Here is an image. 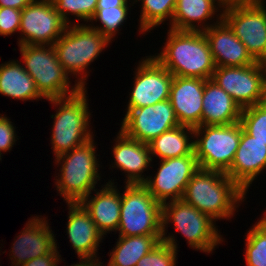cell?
<instances>
[{
    "instance_id": "cell-1",
    "label": "cell",
    "mask_w": 266,
    "mask_h": 266,
    "mask_svg": "<svg viewBox=\"0 0 266 266\" xmlns=\"http://www.w3.org/2000/svg\"><path fill=\"white\" fill-rule=\"evenodd\" d=\"M245 196L225 172L199 168L186 185L182 200L217 221L230 219Z\"/></svg>"
},
{
    "instance_id": "cell-2",
    "label": "cell",
    "mask_w": 266,
    "mask_h": 266,
    "mask_svg": "<svg viewBox=\"0 0 266 266\" xmlns=\"http://www.w3.org/2000/svg\"><path fill=\"white\" fill-rule=\"evenodd\" d=\"M161 52L153 57L173 76L211 79L216 68L203 31L169 29Z\"/></svg>"
},
{
    "instance_id": "cell-3",
    "label": "cell",
    "mask_w": 266,
    "mask_h": 266,
    "mask_svg": "<svg viewBox=\"0 0 266 266\" xmlns=\"http://www.w3.org/2000/svg\"><path fill=\"white\" fill-rule=\"evenodd\" d=\"M95 147L91 138L81 146L55 158V164H61V174L55 179L56 190L66 203H80L95 190L97 181L100 180V164L97 163Z\"/></svg>"
},
{
    "instance_id": "cell-4",
    "label": "cell",
    "mask_w": 266,
    "mask_h": 266,
    "mask_svg": "<svg viewBox=\"0 0 266 266\" xmlns=\"http://www.w3.org/2000/svg\"><path fill=\"white\" fill-rule=\"evenodd\" d=\"M78 24L68 25L53 47L65 72L80 75L77 85L85 89L88 65L97 59L111 40L90 25Z\"/></svg>"
},
{
    "instance_id": "cell-5",
    "label": "cell",
    "mask_w": 266,
    "mask_h": 266,
    "mask_svg": "<svg viewBox=\"0 0 266 266\" xmlns=\"http://www.w3.org/2000/svg\"><path fill=\"white\" fill-rule=\"evenodd\" d=\"M86 94V88H81L72 96L48 99L58 108L51 116L54 119L51 143L55 158L94 138L88 130L91 114Z\"/></svg>"
},
{
    "instance_id": "cell-6",
    "label": "cell",
    "mask_w": 266,
    "mask_h": 266,
    "mask_svg": "<svg viewBox=\"0 0 266 266\" xmlns=\"http://www.w3.org/2000/svg\"><path fill=\"white\" fill-rule=\"evenodd\" d=\"M18 46L23 58V67L33 78L36 89L43 98H65L81 89L76 82L74 86L70 85L69 75L59 63L53 45Z\"/></svg>"
},
{
    "instance_id": "cell-7",
    "label": "cell",
    "mask_w": 266,
    "mask_h": 266,
    "mask_svg": "<svg viewBox=\"0 0 266 266\" xmlns=\"http://www.w3.org/2000/svg\"><path fill=\"white\" fill-rule=\"evenodd\" d=\"M161 220L162 236H166L167 224L172 222L193 249L211 253L223 242L214 225L215 220L182 199L163 203Z\"/></svg>"
},
{
    "instance_id": "cell-8",
    "label": "cell",
    "mask_w": 266,
    "mask_h": 266,
    "mask_svg": "<svg viewBox=\"0 0 266 266\" xmlns=\"http://www.w3.org/2000/svg\"><path fill=\"white\" fill-rule=\"evenodd\" d=\"M124 189L119 236L162 235V204L143 184H125Z\"/></svg>"
},
{
    "instance_id": "cell-9",
    "label": "cell",
    "mask_w": 266,
    "mask_h": 266,
    "mask_svg": "<svg viewBox=\"0 0 266 266\" xmlns=\"http://www.w3.org/2000/svg\"><path fill=\"white\" fill-rule=\"evenodd\" d=\"M241 133L240 121L230 125H202L194 128V153L199 168L226 172L233 163Z\"/></svg>"
},
{
    "instance_id": "cell-10",
    "label": "cell",
    "mask_w": 266,
    "mask_h": 266,
    "mask_svg": "<svg viewBox=\"0 0 266 266\" xmlns=\"http://www.w3.org/2000/svg\"><path fill=\"white\" fill-rule=\"evenodd\" d=\"M264 0H252L222 10V19L256 60L266 58V7Z\"/></svg>"
},
{
    "instance_id": "cell-11",
    "label": "cell",
    "mask_w": 266,
    "mask_h": 266,
    "mask_svg": "<svg viewBox=\"0 0 266 266\" xmlns=\"http://www.w3.org/2000/svg\"><path fill=\"white\" fill-rule=\"evenodd\" d=\"M67 26L52 0H32L21 13L18 45H53Z\"/></svg>"
},
{
    "instance_id": "cell-12",
    "label": "cell",
    "mask_w": 266,
    "mask_h": 266,
    "mask_svg": "<svg viewBox=\"0 0 266 266\" xmlns=\"http://www.w3.org/2000/svg\"><path fill=\"white\" fill-rule=\"evenodd\" d=\"M198 169L199 164L195 155L160 160L154 179L152 176H147L143 185L161 204L169 199L180 200L186 185Z\"/></svg>"
},
{
    "instance_id": "cell-13",
    "label": "cell",
    "mask_w": 266,
    "mask_h": 266,
    "mask_svg": "<svg viewBox=\"0 0 266 266\" xmlns=\"http://www.w3.org/2000/svg\"><path fill=\"white\" fill-rule=\"evenodd\" d=\"M121 123L125 135L146 144L180 125L169 99L126 111Z\"/></svg>"
},
{
    "instance_id": "cell-14",
    "label": "cell",
    "mask_w": 266,
    "mask_h": 266,
    "mask_svg": "<svg viewBox=\"0 0 266 266\" xmlns=\"http://www.w3.org/2000/svg\"><path fill=\"white\" fill-rule=\"evenodd\" d=\"M141 62L135 71L127 111L169 99L173 74L151 55Z\"/></svg>"
},
{
    "instance_id": "cell-15",
    "label": "cell",
    "mask_w": 266,
    "mask_h": 266,
    "mask_svg": "<svg viewBox=\"0 0 266 266\" xmlns=\"http://www.w3.org/2000/svg\"><path fill=\"white\" fill-rule=\"evenodd\" d=\"M211 80L241 109L262 103V73L258 61L247 66L216 67Z\"/></svg>"
},
{
    "instance_id": "cell-16",
    "label": "cell",
    "mask_w": 266,
    "mask_h": 266,
    "mask_svg": "<svg viewBox=\"0 0 266 266\" xmlns=\"http://www.w3.org/2000/svg\"><path fill=\"white\" fill-rule=\"evenodd\" d=\"M205 79L174 76L169 101L181 126H202Z\"/></svg>"
},
{
    "instance_id": "cell-17",
    "label": "cell",
    "mask_w": 266,
    "mask_h": 266,
    "mask_svg": "<svg viewBox=\"0 0 266 266\" xmlns=\"http://www.w3.org/2000/svg\"><path fill=\"white\" fill-rule=\"evenodd\" d=\"M216 23L204 30L216 67L247 66L257 61L245 45L235 36L233 30L222 19V12Z\"/></svg>"
},
{
    "instance_id": "cell-18",
    "label": "cell",
    "mask_w": 266,
    "mask_h": 266,
    "mask_svg": "<svg viewBox=\"0 0 266 266\" xmlns=\"http://www.w3.org/2000/svg\"><path fill=\"white\" fill-rule=\"evenodd\" d=\"M49 227L43 216H35L26 223L11 247L12 266H22L34 258L50 254L57 247L55 236Z\"/></svg>"
},
{
    "instance_id": "cell-19",
    "label": "cell",
    "mask_w": 266,
    "mask_h": 266,
    "mask_svg": "<svg viewBox=\"0 0 266 266\" xmlns=\"http://www.w3.org/2000/svg\"><path fill=\"white\" fill-rule=\"evenodd\" d=\"M263 170H266V142L256 140L242 127L239 147L225 174L247 193L250 184Z\"/></svg>"
},
{
    "instance_id": "cell-20",
    "label": "cell",
    "mask_w": 266,
    "mask_h": 266,
    "mask_svg": "<svg viewBox=\"0 0 266 266\" xmlns=\"http://www.w3.org/2000/svg\"><path fill=\"white\" fill-rule=\"evenodd\" d=\"M69 209L67 234L80 262L97 261L99 242L103 235L98 231L89 213L80 203H67Z\"/></svg>"
},
{
    "instance_id": "cell-21",
    "label": "cell",
    "mask_w": 266,
    "mask_h": 266,
    "mask_svg": "<svg viewBox=\"0 0 266 266\" xmlns=\"http://www.w3.org/2000/svg\"><path fill=\"white\" fill-rule=\"evenodd\" d=\"M117 135L112 150L115 166L112 167L127 173L126 184H143L147 178L142 173L152 162L148 144L125 135L121 130Z\"/></svg>"
},
{
    "instance_id": "cell-22",
    "label": "cell",
    "mask_w": 266,
    "mask_h": 266,
    "mask_svg": "<svg viewBox=\"0 0 266 266\" xmlns=\"http://www.w3.org/2000/svg\"><path fill=\"white\" fill-rule=\"evenodd\" d=\"M114 184L108 181L99 192L94 190L96 195L89 194L80 202L103 237L117 231L120 222L121 194Z\"/></svg>"
},
{
    "instance_id": "cell-23",
    "label": "cell",
    "mask_w": 266,
    "mask_h": 266,
    "mask_svg": "<svg viewBox=\"0 0 266 266\" xmlns=\"http://www.w3.org/2000/svg\"><path fill=\"white\" fill-rule=\"evenodd\" d=\"M202 125H230L240 121L241 107L214 81H205Z\"/></svg>"
},
{
    "instance_id": "cell-24",
    "label": "cell",
    "mask_w": 266,
    "mask_h": 266,
    "mask_svg": "<svg viewBox=\"0 0 266 266\" xmlns=\"http://www.w3.org/2000/svg\"><path fill=\"white\" fill-rule=\"evenodd\" d=\"M215 2V0H177L170 29L177 31H204L208 29L212 25L204 24L203 26L204 21L212 20L218 7L222 8ZM195 22L200 23L199 26L195 25Z\"/></svg>"
},
{
    "instance_id": "cell-25",
    "label": "cell",
    "mask_w": 266,
    "mask_h": 266,
    "mask_svg": "<svg viewBox=\"0 0 266 266\" xmlns=\"http://www.w3.org/2000/svg\"><path fill=\"white\" fill-rule=\"evenodd\" d=\"M0 94L12 99L27 101L43 98L36 89L33 78L19 61L0 64Z\"/></svg>"
},
{
    "instance_id": "cell-26",
    "label": "cell",
    "mask_w": 266,
    "mask_h": 266,
    "mask_svg": "<svg viewBox=\"0 0 266 266\" xmlns=\"http://www.w3.org/2000/svg\"><path fill=\"white\" fill-rule=\"evenodd\" d=\"M190 136L191 138L194 136V128L188 126L179 125L165 131L148 143L150 154L152 157L157 156L161 160L195 155L194 139L190 141Z\"/></svg>"
},
{
    "instance_id": "cell-27",
    "label": "cell",
    "mask_w": 266,
    "mask_h": 266,
    "mask_svg": "<svg viewBox=\"0 0 266 266\" xmlns=\"http://www.w3.org/2000/svg\"><path fill=\"white\" fill-rule=\"evenodd\" d=\"M110 252L108 266H136L137 262L157 246L162 235L119 236Z\"/></svg>"
},
{
    "instance_id": "cell-28",
    "label": "cell",
    "mask_w": 266,
    "mask_h": 266,
    "mask_svg": "<svg viewBox=\"0 0 266 266\" xmlns=\"http://www.w3.org/2000/svg\"><path fill=\"white\" fill-rule=\"evenodd\" d=\"M137 1L142 3L139 32H150L168 18L171 25L177 0H135L133 4Z\"/></svg>"
},
{
    "instance_id": "cell-29",
    "label": "cell",
    "mask_w": 266,
    "mask_h": 266,
    "mask_svg": "<svg viewBox=\"0 0 266 266\" xmlns=\"http://www.w3.org/2000/svg\"><path fill=\"white\" fill-rule=\"evenodd\" d=\"M128 10L129 6L97 7L96 13L91 20L92 22L100 21L102 25L100 27L91 25V27L112 40L118 33L119 26L123 25L125 20H127Z\"/></svg>"
},
{
    "instance_id": "cell-30",
    "label": "cell",
    "mask_w": 266,
    "mask_h": 266,
    "mask_svg": "<svg viewBox=\"0 0 266 266\" xmlns=\"http://www.w3.org/2000/svg\"><path fill=\"white\" fill-rule=\"evenodd\" d=\"M175 236H162L161 242L143 256L136 266H176L177 243Z\"/></svg>"
},
{
    "instance_id": "cell-31",
    "label": "cell",
    "mask_w": 266,
    "mask_h": 266,
    "mask_svg": "<svg viewBox=\"0 0 266 266\" xmlns=\"http://www.w3.org/2000/svg\"><path fill=\"white\" fill-rule=\"evenodd\" d=\"M240 123L243 129L250 135L266 142V104L260 103L243 108Z\"/></svg>"
},
{
    "instance_id": "cell-32",
    "label": "cell",
    "mask_w": 266,
    "mask_h": 266,
    "mask_svg": "<svg viewBox=\"0 0 266 266\" xmlns=\"http://www.w3.org/2000/svg\"><path fill=\"white\" fill-rule=\"evenodd\" d=\"M245 239L246 266H266V231L255 224L249 229Z\"/></svg>"
},
{
    "instance_id": "cell-33",
    "label": "cell",
    "mask_w": 266,
    "mask_h": 266,
    "mask_svg": "<svg viewBox=\"0 0 266 266\" xmlns=\"http://www.w3.org/2000/svg\"><path fill=\"white\" fill-rule=\"evenodd\" d=\"M56 11L61 15L63 20L68 24V15H75L76 18L91 22L96 13L98 0H52Z\"/></svg>"
},
{
    "instance_id": "cell-34",
    "label": "cell",
    "mask_w": 266,
    "mask_h": 266,
    "mask_svg": "<svg viewBox=\"0 0 266 266\" xmlns=\"http://www.w3.org/2000/svg\"><path fill=\"white\" fill-rule=\"evenodd\" d=\"M22 10L0 7V35L9 36L20 30Z\"/></svg>"
},
{
    "instance_id": "cell-35",
    "label": "cell",
    "mask_w": 266,
    "mask_h": 266,
    "mask_svg": "<svg viewBox=\"0 0 266 266\" xmlns=\"http://www.w3.org/2000/svg\"><path fill=\"white\" fill-rule=\"evenodd\" d=\"M7 117L0 114V154L12 149L16 140L15 127Z\"/></svg>"
},
{
    "instance_id": "cell-36",
    "label": "cell",
    "mask_w": 266,
    "mask_h": 266,
    "mask_svg": "<svg viewBox=\"0 0 266 266\" xmlns=\"http://www.w3.org/2000/svg\"><path fill=\"white\" fill-rule=\"evenodd\" d=\"M56 247L50 254L34 258L22 266H58L62 259ZM61 260V261H60Z\"/></svg>"
},
{
    "instance_id": "cell-37",
    "label": "cell",
    "mask_w": 266,
    "mask_h": 266,
    "mask_svg": "<svg viewBox=\"0 0 266 266\" xmlns=\"http://www.w3.org/2000/svg\"><path fill=\"white\" fill-rule=\"evenodd\" d=\"M32 0H0V7L23 10Z\"/></svg>"
},
{
    "instance_id": "cell-38",
    "label": "cell",
    "mask_w": 266,
    "mask_h": 266,
    "mask_svg": "<svg viewBox=\"0 0 266 266\" xmlns=\"http://www.w3.org/2000/svg\"><path fill=\"white\" fill-rule=\"evenodd\" d=\"M262 73V103L266 104V58L258 61Z\"/></svg>"
},
{
    "instance_id": "cell-39",
    "label": "cell",
    "mask_w": 266,
    "mask_h": 266,
    "mask_svg": "<svg viewBox=\"0 0 266 266\" xmlns=\"http://www.w3.org/2000/svg\"><path fill=\"white\" fill-rule=\"evenodd\" d=\"M117 6H128V0H98L97 3V7H117Z\"/></svg>"
},
{
    "instance_id": "cell-40",
    "label": "cell",
    "mask_w": 266,
    "mask_h": 266,
    "mask_svg": "<svg viewBox=\"0 0 266 266\" xmlns=\"http://www.w3.org/2000/svg\"><path fill=\"white\" fill-rule=\"evenodd\" d=\"M219 5H221L222 9L230 6H235L238 4H242L252 0H215Z\"/></svg>"
},
{
    "instance_id": "cell-41",
    "label": "cell",
    "mask_w": 266,
    "mask_h": 266,
    "mask_svg": "<svg viewBox=\"0 0 266 266\" xmlns=\"http://www.w3.org/2000/svg\"><path fill=\"white\" fill-rule=\"evenodd\" d=\"M99 260L97 261H83L79 262L77 264H73L71 266H102L103 263H101Z\"/></svg>"
},
{
    "instance_id": "cell-42",
    "label": "cell",
    "mask_w": 266,
    "mask_h": 266,
    "mask_svg": "<svg viewBox=\"0 0 266 266\" xmlns=\"http://www.w3.org/2000/svg\"><path fill=\"white\" fill-rule=\"evenodd\" d=\"M261 229L266 231V212L264 213V216L256 223Z\"/></svg>"
}]
</instances>
